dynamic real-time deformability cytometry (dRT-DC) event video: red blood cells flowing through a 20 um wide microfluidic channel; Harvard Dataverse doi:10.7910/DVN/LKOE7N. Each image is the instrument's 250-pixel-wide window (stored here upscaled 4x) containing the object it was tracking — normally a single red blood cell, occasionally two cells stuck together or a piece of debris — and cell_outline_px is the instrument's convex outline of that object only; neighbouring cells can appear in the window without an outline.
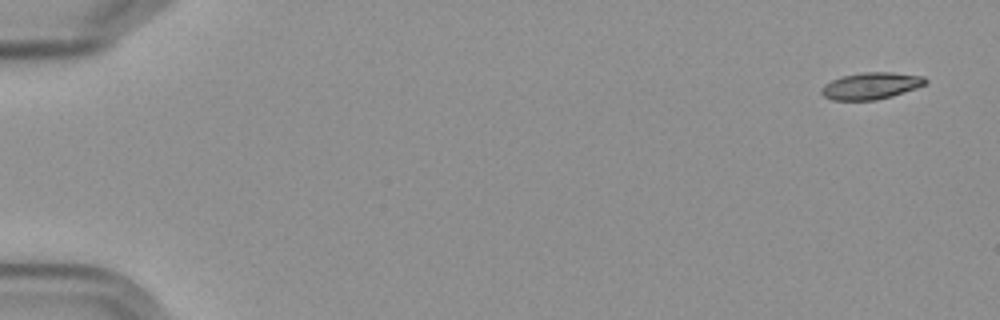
{"species": "Egyptian fruit bat (a non-hibernating species)", "species_latin": "Rousettus aegyptiacus", "temperature_condition": "cold", "stored_images_in_passage": 5, "camera_frame_rate_fps": 3000, "um_per_image_px": 0.085, "frame": {"image": 1, "passage_image": 1, "time_ms": 0.0, "image_size_px": [1000, 320], "cell_outline_px": [[928, 84], [892, 96], [876, 100], [832, 100], [824, 96], [820, 92], [820, 88], [824, 84], [840, 76], [860, 72], [892, 72], [924, 76], [928, 80]], "centroid_in_image_um": [74.03, 7.28], "position_along_channel_um": 11.0, "area_um2": 16.47}}
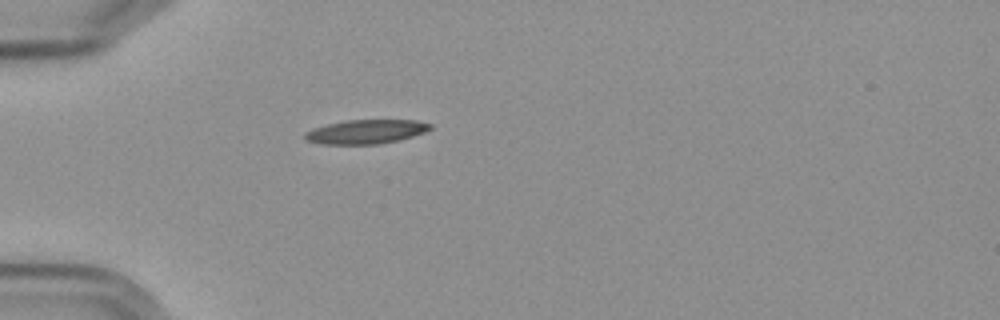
{"frame": {"image": 2, "passage_image": 5, "time_ms": 5.0, "image_size_px": [1000, 320], "cell_outline_px": [[432, 128], [424, 132], [400, 140], [376, 144], [320, 144], [304, 140], [304, 132], [312, 128], [328, 124], [348, 120], [416, 120], [432, 124]], "centroid_in_image_um": [31.08, 11.2], "position_along_channel_um": 53.9, "area_um2": 17.63}}